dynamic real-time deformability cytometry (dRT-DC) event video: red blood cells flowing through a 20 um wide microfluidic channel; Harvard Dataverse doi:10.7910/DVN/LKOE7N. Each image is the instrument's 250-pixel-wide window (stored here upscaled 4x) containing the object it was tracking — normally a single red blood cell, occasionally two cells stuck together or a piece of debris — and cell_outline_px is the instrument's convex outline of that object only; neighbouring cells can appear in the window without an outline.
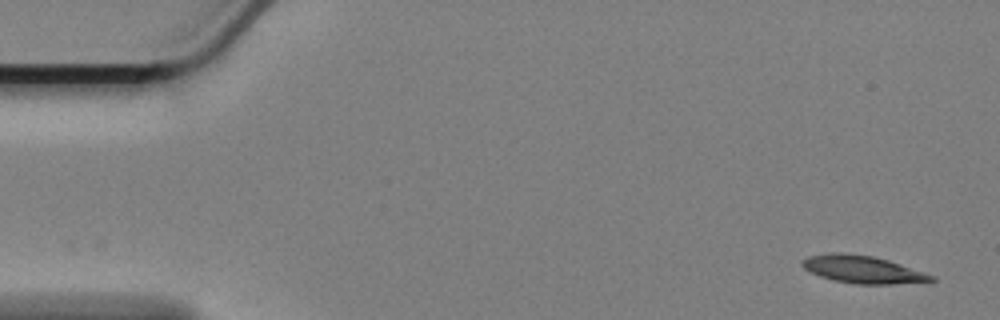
{"species": "Egyptian fruit bat (a non-hibernating species)", "species_latin": "Rousettus aegyptiacus", "temperature_condition": "cold", "stored_images_in_passage": 58, "segment_of_instrument_passage": [1, 2], "camera_frame_rate_fps": 3000, "um_per_image_px": 0.085, "animal": {"sex": "female"}, "frame": {"image": 1, "passage_image": 1, "time_ms": 0.0, "image_size_px": [1000, 320], "cell_outline_px": [[936, 280], [892, 284], [856, 284], [832, 280], [820, 276], [804, 268], [800, 264], [800, 260], [808, 256], [832, 252], [840, 252], [872, 256], [888, 260], [936, 276]], "centroid_in_image_um": [73.28, 22.89], "position_along_channel_um": 11.7, "area_um2": 20.63}}
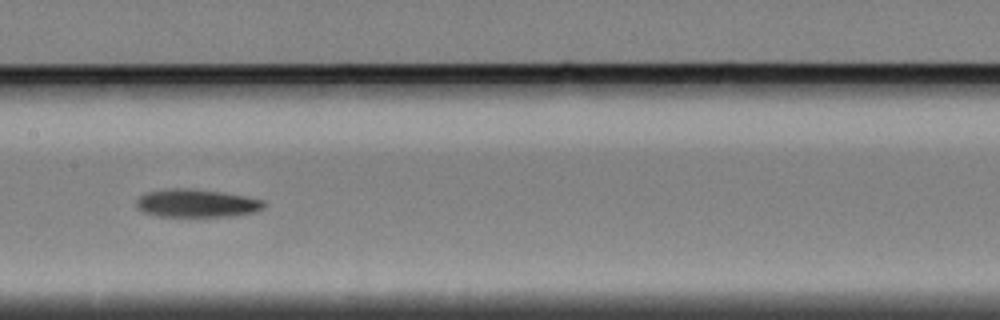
{"frame": {"image": 2, "passage_image": 27, "time_ms": 8.667, "image_size_px": [1000, 320], "cell_outline_px": [[268, 204], [264, 208], [256, 212], [228, 216], [156, 216], [144, 212], [136, 208], [136, 200], [140, 196], [148, 192], [172, 188], [180, 188], [220, 192], [244, 196], [264, 200]], "centroid_in_image_um": [16.72, 17.28], "position_along_channel_um": 190.7, "area_um2": 20.69}}
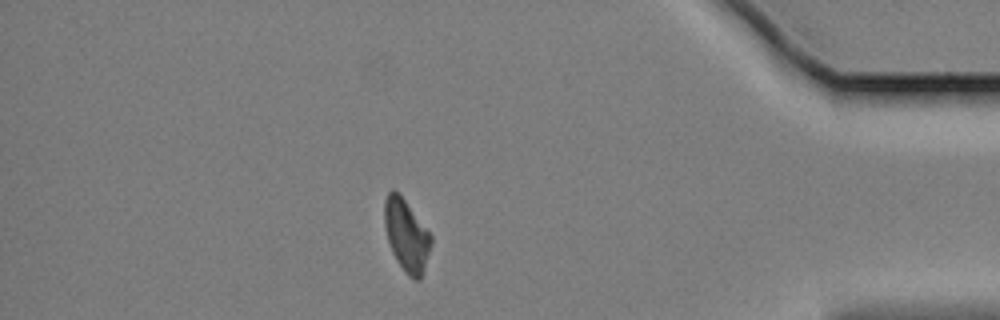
{"frame": {"image": 3, "passage_image": 49, "time_ms": 16.0, "image_size_px": [1000, 320], "cell_outline_px": [[432, 244], [424, 272], [420, 280], [412, 280], [404, 272], [396, 260], [392, 252], [388, 240], [384, 224], [384, 200], [388, 192], [392, 188], [404, 200], [432, 236]], "centroid_in_image_um": [34.55, 20.07], "position_along_channel_um": 400.7, "area_um2": 19.54}}